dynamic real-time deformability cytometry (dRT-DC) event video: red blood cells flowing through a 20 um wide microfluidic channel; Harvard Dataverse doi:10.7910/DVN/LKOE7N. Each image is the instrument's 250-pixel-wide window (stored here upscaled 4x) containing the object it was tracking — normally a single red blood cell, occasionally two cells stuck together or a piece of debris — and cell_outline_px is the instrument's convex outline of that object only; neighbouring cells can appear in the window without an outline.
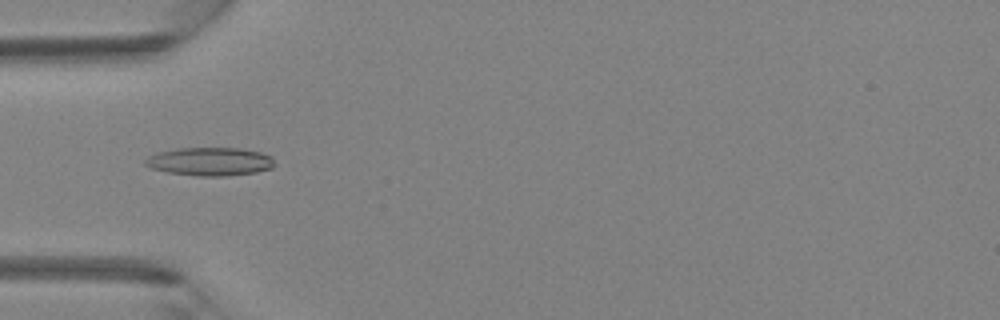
{"species": "Egyptian fruit bat (a non-hibernating species)", "species_latin": "Rousettus aegyptiacus", "temperature_condition": "room temperature", "stored_images_in_passage": 45, "camera_frame_rate_fps": 3000, "um_per_image_px": 0.085, "animal": {"sex": "female"}, "frame": {"image": 1, "passage_image": 15, "time_ms": 4.667, "image_size_px": [1000, 320], "cell_outline_px": [[276, 164], [272, 168], [256, 172], [224, 176], [196, 176], [168, 172], [152, 168], [144, 164], [144, 160], [148, 156], [156, 152], [176, 148], [240, 148], [260, 152], [272, 156]], "centroid_in_image_um": [17.85, 13.72], "position_along_channel_um": 67.2, "area_um2": 21.5}}
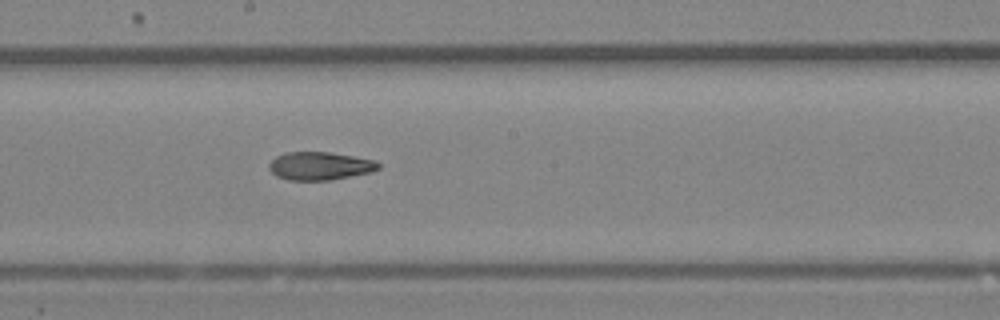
{"frame": {"image": 2, "passage_image": 25, "time_ms": 8.0, "image_size_px": [1000, 320], "cell_outline_px": [[380, 168], [372, 172], [328, 180], [288, 180], [276, 176], [268, 168], [268, 164], [276, 156], [284, 152], [328, 152], [376, 160], [380, 164]], "centroid_in_image_um": [27.18, 14.1], "position_along_channel_um": 221.0, "area_um2": 17.92}}
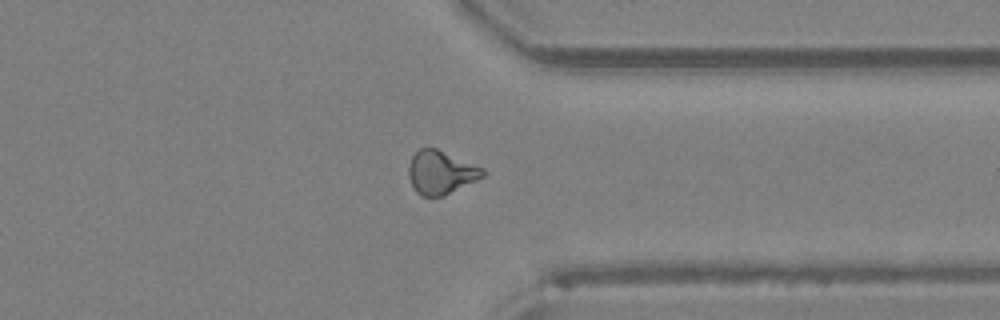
{"frame": {"image": 3, "passage_image": 35, "time_ms": 11.333, "image_size_px": [1000, 320], "cell_outline_px": [[488, 172], [484, 176], [444, 196], [420, 196], [416, 192], [408, 176], [408, 168], [412, 156], [420, 148], [436, 148], [484, 168]], "centroid_in_image_um": [37.48, 14.66], "position_along_channel_um": 373.9, "area_um2": 18.73}}